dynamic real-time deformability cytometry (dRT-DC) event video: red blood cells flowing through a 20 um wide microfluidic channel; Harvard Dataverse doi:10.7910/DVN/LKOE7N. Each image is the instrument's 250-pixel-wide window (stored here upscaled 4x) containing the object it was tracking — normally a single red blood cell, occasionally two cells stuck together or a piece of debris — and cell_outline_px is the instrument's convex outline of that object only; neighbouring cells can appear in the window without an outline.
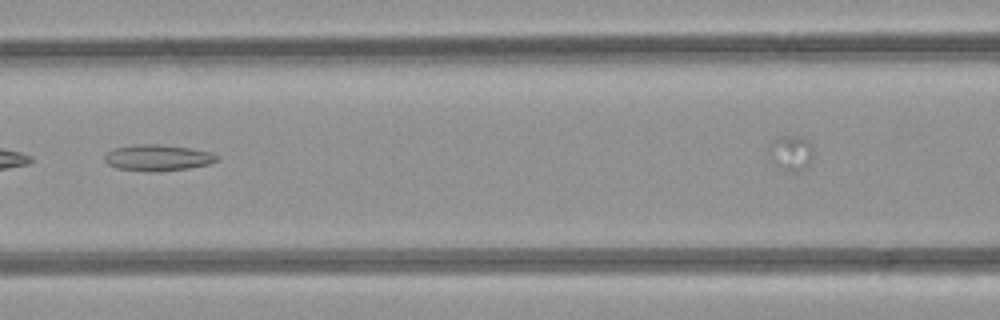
{"species": "common noctule bat (a hibernating species)", "species_latin": "Nyctalus noctula", "temperature_condition": "room temperature", "stored_images_in_passage": 30, "camera_frame_rate_fps": 3000, "um_per_image_px": 0.085, "animal": {"sex": "female", "body_mass_g": 21.9}, "frame": {"image": 1, "passage_image": 13, "time_ms": 4.0, "image_size_px": [1000, 320], "cell_outline_px": [[220, 160], [208, 164], [188, 168], [152, 172], [148, 172], [116, 168], [108, 164], [104, 160], [104, 156], [112, 148], [136, 144], [160, 144], [188, 148], [212, 152], [220, 156]], "centroid_in_image_um": [13.41, 13.4], "position_along_channel_um": 153.2, "area_um2": 17.28}}
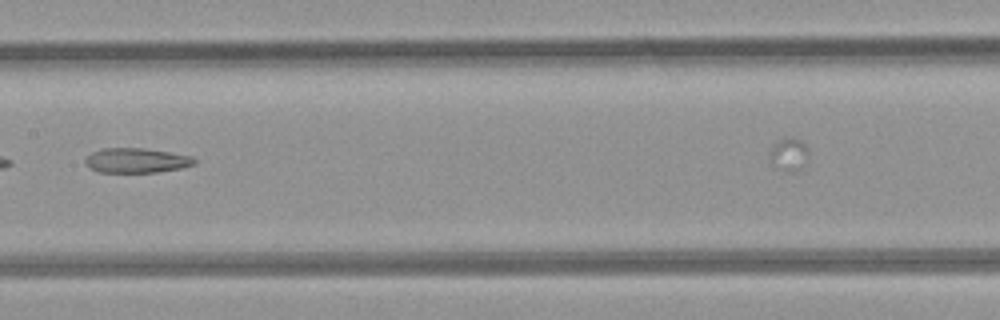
{"frame": {"image": 2, "passage_image": 16, "time_ms": 5.0, "image_size_px": [1000, 320], "cell_outline_px": [[196, 164], [180, 168], [156, 172], [100, 172], [88, 168], [84, 164], [84, 160], [92, 152], [104, 148], [144, 148], [192, 156], [196, 160]], "centroid_in_image_um": [11.57, 13.64], "position_along_channel_um": 195.8, "area_um2": 15.72}}